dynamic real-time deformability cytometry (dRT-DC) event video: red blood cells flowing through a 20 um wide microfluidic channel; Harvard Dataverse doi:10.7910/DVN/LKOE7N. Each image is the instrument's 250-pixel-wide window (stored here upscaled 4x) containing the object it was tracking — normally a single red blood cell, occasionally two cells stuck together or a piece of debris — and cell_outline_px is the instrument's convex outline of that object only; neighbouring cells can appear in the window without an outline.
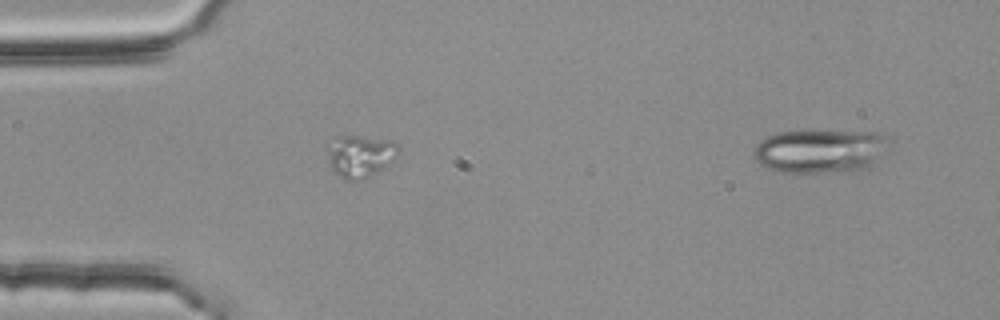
{"species": "common noctule bat (a hibernating species)", "species_latin": "Nyctalus noctula", "temperature_condition": "room temperature", "stored_images_in_passage": 5, "segment_of_instrument_passage": [1, 2], "camera_frame_rate_fps": 3000, "um_per_image_px": 0.085, "animal": {"sex": "female", "body_mass_g": 25.1}, "frame": {"image": 1, "passage_image": 4, "time_ms": 1.0, "image_size_px": [1000, 320], "cell_outline_px": [[400, 148], [396, 156], [380, 168], [368, 176], [360, 180], [344, 180], [332, 172], [328, 152], [328, 148], [336, 136], [360, 136], [396, 140], [400, 144]], "centroid_in_image_um": [30.62, 13.23], "position_along_channel_um": 54.4, "area_um2": 17.28}}